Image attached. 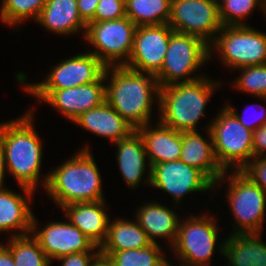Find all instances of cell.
I'll return each mask as SVG.
<instances>
[{
    "mask_svg": "<svg viewBox=\"0 0 266 266\" xmlns=\"http://www.w3.org/2000/svg\"><path fill=\"white\" fill-rule=\"evenodd\" d=\"M137 26L127 17L101 22H88L86 41L96 50L94 54L105 66H123L133 49Z\"/></svg>",
    "mask_w": 266,
    "mask_h": 266,
    "instance_id": "cell-9",
    "label": "cell"
},
{
    "mask_svg": "<svg viewBox=\"0 0 266 266\" xmlns=\"http://www.w3.org/2000/svg\"><path fill=\"white\" fill-rule=\"evenodd\" d=\"M33 111L2 123V142L6 170L19 186L35 191L40 184L42 140L34 130Z\"/></svg>",
    "mask_w": 266,
    "mask_h": 266,
    "instance_id": "cell-3",
    "label": "cell"
},
{
    "mask_svg": "<svg viewBox=\"0 0 266 266\" xmlns=\"http://www.w3.org/2000/svg\"><path fill=\"white\" fill-rule=\"evenodd\" d=\"M5 245L11 252L16 266H50L52 262L30 234L11 237Z\"/></svg>",
    "mask_w": 266,
    "mask_h": 266,
    "instance_id": "cell-28",
    "label": "cell"
},
{
    "mask_svg": "<svg viewBox=\"0 0 266 266\" xmlns=\"http://www.w3.org/2000/svg\"><path fill=\"white\" fill-rule=\"evenodd\" d=\"M6 174L4 149L2 142V123H0V187H4V178Z\"/></svg>",
    "mask_w": 266,
    "mask_h": 266,
    "instance_id": "cell-41",
    "label": "cell"
},
{
    "mask_svg": "<svg viewBox=\"0 0 266 266\" xmlns=\"http://www.w3.org/2000/svg\"><path fill=\"white\" fill-rule=\"evenodd\" d=\"M210 48L203 40L190 34L173 31L164 62L155 74L159 87L192 82L203 76H191L205 62H209ZM185 77V78H184Z\"/></svg>",
    "mask_w": 266,
    "mask_h": 266,
    "instance_id": "cell-6",
    "label": "cell"
},
{
    "mask_svg": "<svg viewBox=\"0 0 266 266\" xmlns=\"http://www.w3.org/2000/svg\"><path fill=\"white\" fill-rule=\"evenodd\" d=\"M24 193L13 192L7 188L0 187V232L16 231L12 237L25 236L31 233L33 212L29 207L34 190L19 186ZM27 196V197H26ZM19 229V230H18Z\"/></svg>",
    "mask_w": 266,
    "mask_h": 266,
    "instance_id": "cell-19",
    "label": "cell"
},
{
    "mask_svg": "<svg viewBox=\"0 0 266 266\" xmlns=\"http://www.w3.org/2000/svg\"><path fill=\"white\" fill-rule=\"evenodd\" d=\"M73 122L98 136L109 138L113 143L127 138L135 131L106 101L83 112Z\"/></svg>",
    "mask_w": 266,
    "mask_h": 266,
    "instance_id": "cell-20",
    "label": "cell"
},
{
    "mask_svg": "<svg viewBox=\"0 0 266 266\" xmlns=\"http://www.w3.org/2000/svg\"><path fill=\"white\" fill-rule=\"evenodd\" d=\"M241 74L233 82L237 90L266 100V64L238 68Z\"/></svg>",
    "mask_w": 266,
    "mask_h": 266,
    "instance_id": "cell-32",
    "label": "cell"
},
{
    "mask_svg": "<svg viewBox=\"0 0 266 266\" xmlns=\"http://www.w3.org/2000/svg\"><path fill=\"white\" fill-rule=\"evenodd\" d=\"M261 234H231L217 250L228 266H266V243Z\"/></svg>",
    "mask_w": 266,
    "mask_h": 266,
    "instance_id": "cell-24",
    "label": "cell"
},
{
    "mask_svg": "<svg viewBox=\"0 0 266 266\" xmlns=\"http://www.w3.org/2000/svg\"><path fill=\"white\" fill-rule=\"evenodd\" d=\"M226 107L236 116V118L240 121V123L250 129L251 131H255L257 128L261 127L262 125H266V109L263 107V111L261 112L262 114H260L259 116H257L258 118L254 120H247L245 119V116L243 114V116L239 115L238 112L236 110L233 109V107L228 103L226 104ZM245 113V112H243Z\"/></svg>",
    "mask_w": 266,
    "mask_h": 266,
    "instance_id": "cell-37",
    "label": "cell"
},
{
    "mask_svg": "<svg viewBox=\"0 0 266 266\" xmlns=\"http://www.w3.org/2000/svg\"><path fill=\"white\" fill-rule=\"evenodd\" d=\"M108 77L105 101L135 130L151 123L152 105L160 90L155 75L125 66H106L105 78Z\"/></svg>",
    "mask_w": 266,
    "mask_h": 266,
    "instance_id": "cell-1",
    "label": "cell"
},
{
    "mask_svg": "<svg viewBox=\"0 0 266 266\" xmlns=\"http://www.w3.org/2000/svg\"><path fill=\"white\" fill-rule=\"evenodd\" d=\"M151 241L147 233L136 221L128 219L109 220L107 236L100 251H124L128 249H140L149 246Z\"/></svg>",
    "mask_w": 266,
    "mask_h": 266,
    "instance_id": "cell-26",
    "label": "cell"
},
{
    "mask_svg": "<svg viewBox=\"0 0 266 266\" xmlns=\"http://www.w3.org/2000/svg\"><path fill=\"white\" fill-rule=\"evenodd\" d=\"M104 74L95 82L66 89H25L27 92L45 101L60 111L68 120L74 121L83 112L101 105L105 101ZM104 83V84H103Z\"/></svg>",
    "mask_w": 266,
    "mask_h": 266,
    "instance_id": "cell-13",
    "label": "cell"
},
{
    "mask_svg": "<svg viewBox=\"0 0 266 266\" xmlns=\"http://www.w3.org/2000/svg\"><path fill=\"white\" fill-rule=\"evenodd\" d=\"M173 31L168 24L137 26L132 52L123 66L155 75L163 65Z\"/></svg>",
    "mask_w": 266,
    "mask_h": 266,
    "instance_id": "cell-15",
    "label": "cell"
},
{
    "mask_svg": "<svg viewBox=\"0 0 266 266\" xmlns=\"http://www.w3.org/2000/svg\"><path fill=\"white\" fill-rule=\"evenodd\" d=\"M99 251L100 250L91 252H78L61 256L57 259L58 261L62 262V266H91L95 255Z\"/></svg>",
    "mask_w": 266,
    "mask_h": 266,
    "instance_id": "cell-35",
    "label": "cell"
},
{
    "mask_svg": "<svg viewBox=\"0 0 266 266\" xmlns=\"http://www.w3.org/2000/svg\"><path fill=\"white\" fill-rule=\"evenodd\" d=\"M136 214L135 219L147 233L151 243L159 244L156 238H167L169 246H173L181 220L174 210L153 201L141 206Z\"/></svg>",
    "mask_w": 266,
    "mask_h": 266,
    "instance_id": "cell-23",
    "label": "cell"
},
{
    "mask_svg": "<svg viewBox=\"0 0 266 266\" xmlns=\"http://www.w3.org/2000/svg\"><path fill=\"white\" fill-rule=\"evenodd\" d=\"M117 145L118 167L125 183L135 189L145 174L146 158H148L142 137L135 130L127 138L115 142Z\"/></svg>",
    "mask_w": 266,
    "mask_h": 266,
    "instance_id": "cell-25",
    "label": "cell"
},
{
    "mask_svg": "<svg viewBox=\"0 0 266 266\" xmlns=\"http://www.w3.org/2000/svg\"><path fill=\"white\" fill-rule=\"evenodd\" d=\"M220 54L224 65L234 69L266 64V33L247 25L222 26L209 46Z\"/></svg>",
    "mask_w": 266,
    "mask_h": 266,
    "instance_id": "cell-7",
    "label": "cell"
},
{
    "mask_svg": "<svg viewBox=\"0 0 266 266\" xmlns=\"http://www.w3.org/2000/svg\"><path fill=\"white\" fill-rule=\"evenodd\" d=\"M126 16L136 26L168 24L171 0H125Z\"/></svg>",
    "mask_w": 266,
    "mask_h": 266,
    "instance_id": "cell-27",
    "label": "cell"
},
{
    "mask_svg": "<svg viewBox=\"0 0 266 266\" xmlns=\"http://www.w3.org/2000/svg\"><path fill=\"white\" fill-rule=\"evenodd\" d=\"M151 123L139 127L136 131L142 137L146 154L148 156V175L146 185L150 184L151 166L170 161H177L182 150V132L176 131L161 122H157L154 128Z\"/></svg>",
    "mask_w": 266,
    "mask_h": 266,
    "instance_id": "cell-18",
    "label": "cell"
},
{
    "mask_svg": "<svg viewBox=\"0 0 266 266\" xmlns=\"http://www.w3.org/2000/svg\"><path fill=\"white\" fill-rule=\"evenodd\" d=\"M209 128L210 123L205 128L210 141H207L197 131L182 132V150L179 160L200 170L216 188L219 182L227 178V171L220 167L216 159Z\"/></svg>",
    "mask_w": 266,
    "mask_h": 266,
    "instance_id": "cell-17",
    "label": "cell"
},
{
    "mask_svg": "<svg viewBox=\"0 0 266 266\" xmlns=\"http://www.w3.org/2000/svg\"><path fill=\"white\" fill-rule=\"evenodd\" d=\"M99 0H77L78 11L87 24L95 15Z\"/></svg>",
    "mask_w": 266,
    "mask_h": 266,
    "instance_id": "cell-38",
    "label": "cell"
},
{
    "mask_svg": "<svg viewBox=\"0 0 266 266\" xmlns=\"http://www.w3.org/2000/svg\"><path fill=\"white\" fill-rule=\"evenodd\" d=\"M168 25L175 32L198 37L209 46L222 28L219 8L210 0H171Z\"/></svg>",
    "mask_w": 266,
    "mask_h": 266,
    "instance_id": "cell-11",
    "label": "cell"
},
{
    "mask_svg": "<svg viewBox=\"0 0 266 266\" xmlns=\"http://www.w3.org/2000/svg\"><path fill=\"white\" fill-rule=\"evenodd\" d=\"M240 171L266 193V157L253 158Z\"/></svg>",
    "mask_w": 266,
    "mask_h": 266,
    "instance_id": "cell-34",
    "label": "cell"
},
{
    "mask_svg": "<svg viewBox=\"0 0 266 266\" xmlns=\"http://www.w3.org/2000/svg\"><path fill=\"white\" fill-rule=\"evenodd\" d=\"M104 208L105 200L72 203L62 209L66 218L100 247L106 239L109 223V215Z\"/></svg>",
    "mask_w": 266,
    "mask_h": 266,
    "instance_id": "cell-21",
    "label": "cell"
},
{
    "mask_svg": "<svg viewBox=\"0 0 266 266\" xmlns=\"http://www.w3.org/2000/svg\"><path fill=\"white\" fill-rule=\"evenodd\" d=\"M179 263H180L179 266H188V265L181 264V262H179ZM164 266H173V265H171V263H169V260H167L165 262Z\"/></svg>",
    "mask_w": 266,
    "mask_h": 266,
    "instance_id": "cell-43",
    "label": "cell"
},
{
    "mask_svg": "<svg viewBox=\"0 0 266 266\" xmlns=\"http://www.w3.org/2000/svg\"><path fill=\"white\" fill-rule=\"evenodd\" d=\"M210 124L214 152L224 171L235 167L240 171L253 155V131L244 127L236 116L223 106Z\"/></svg>",
    "mask_w": 266,
    "mask_h": 266,
    "instance_id": "cell-5",
    "label": "cell"
},
{
    "mask_svg": "<svg viewBox=\"0 0 266 266\" xmlns=\"http://www.w3.org/2000/svg\"><path fill=\"white\" fill-rule=\"evenodd\" d=\"M218 85V86H217ZM219 82L201 77L192 82L160 87L157 103L159 122L176 131H197L205 107Z\"/></svg>",
    "mask_w": 266,
    "mask_h": 266,
    "instance_id": "cell-4",
    "label": "cell"
},
{
    "mask_svg": "<svg viewBox=\"0 0 266 266\" xmlns=\"http://www.w3.org/2000/svg\"><path fill=\"white\" fill-rule=\"evenodd\" d=\"M105 69L106 66L94 54L84 52L57 63L42 82L26 84L23 72L16 78L24 89H66L97 81Z\"/></svg>",
    "mask_w": 266,
    "mask_h": 266,
    "instance_id": "cell-12",
    "label": "cell"
},
{
    "mask_svg": "<svg viewBox=\"0 0 266 266\" xmlns=\"http://www.w3.org/2000/svg\"><path fill=\"white\" fill-rule=\"evenodd\" d=\"M210 1L213 2V4H215L219 8L227 0H222V2H219L218 0H210Z\"/></svg>",
    "mask_w": 266,
    "mask_h": 266,
    "instance_id": "cell-42",
    "label": "cell"
},
{
    "mask_svg": "<svg viewBox=\"0 0 266 266\" xmlns=\"http://www.w3.org/2000/svg\"><path fill=\"white\" fill-rule=\"evenodd\" d=\"M0 266H16L10 250L0 243Z\"/></svg>",
    "mask_w": 266,
    "mask_h": 266,
    "instance_id": "cell-39",
    "label": "cell"
},
{
    "mask_svg": "<svg viewBox=\"0 0 266 266\" xmlns=\"http://www.w3.org/2000/svg\"><path fill=\"white\" fill-rule=\"evenodd\" d=\"M227 197L236 221L231 234H262L266 193L241 171L228 174Z\"/></svg>",
    "mask_w": 266,
    "mask_h": 266,
    "instance_id": "cell-8",
    "label": "cell"
},
{
    "mask_svg": "<svg viewBox=\"0 0 266 266\" xmlns=\"http://www.w3.org/2000/svg\"><path fill=\"white\" fill-rule=\"evenodd\" d=\"M159 245L152 243L140 249L102 252L111 257L115 266H164L167 258Z\"/></svg>",
    "mask_w": 266,
    "mask_h": 266,
    "instance_id": "cell-29",
    "label": "cell"
},
{
    "mask_svg": "<svg viewBox=\"0 0 266 266\" xmlns=\"http://www.w3.org/2000/svg\"><path fill=\"white\" fill-rule=\"evenodd\" d=\"M91 266H115L111 257L102 251H99L92 261Z\"/></svg>",
    "mask_w": 266,
    "mask_h": 266,
    "instance_id": "cell-40",
    "label": "cell"
},
{
    "mask_svg": "<svg viewBox=\"0 0 266 266\" xmlns=\"http://www.w3.org/2000/svg\"><path fill=\"white\" fill-rule=\"evenodd\" d=\"M38 222L33 216L31 234L38 241L46 256L52 262L57 258L78 252L100 250L81 230L70 221L50 222L38 230Z\"/></svg>",
    "mask_w": 266,
    "mask_h": 266,
    "instance_id": "cell-16",
    "label": "cell"
},
{
    "mask_svg": "<svg viewBox=\"0 0 266 266\" xmlns=\"http://www.w3.org/2000/svg\"><path fill=\"white\" fill-rule=\"evenodd\" d=\"M150 185L169 193L177 204L186 194L214 188V184L200 170L181 160L152 165Z\"/></svg>",
    "mask_w": 266,
    "mask_h": 266,
    "instance_id": "cell-14",
    "label": "cell"
},
{
    "mask_svg": "<svg viewBox=\"0 0 266 266\" xmlns=\"http://www.w3.org/2000/svg\"><path fill=\"white\" fill-rule=\"evenodd\" d=\"M125 16V0H99L95 15L89 22L116 20Z\"/></svg>",
    "mask_w": 266,
    "mask_h": 266,
    "instance_id": "cell-33",
    "label": "cell"
},
{
    "mask_svg": "<svg viewBox=\"0 0 266 266\" xmlns=\"http://www.w3.org/2000/svg\"><path fill=\"white\" fill-rule=\"evenodd\" d=\"M36 22L57 35H73L87 24L80 17L77 0H47Z\"/></svg>",
    "mask_w": 266,
    "mask_h": 266,
    "instance_id": "cell-22",
    "label": "cell"
},
{
    "mask_svg": "<svg viewBox=\"0 0 266 266\" xmlns=\"http://www.w3.org/2000/svg\"><path fill=\"white\" fill-rule=\"evenodd\" d=\"M266 14V4L262 0H227L219 7V18L222 26L246 25L243 21L256 6Z\"/></svg>",
    "mask_w": 266,
    "mask_h": 266,
    "instance_id": "cell-31",
    "label": "cell"
},
{
    "mask_svg": "<svg viewBox=\"0 0 266 266\" xmlns=\"http://www.w3.org/2000/svg\"><path fill=\"white\" fill-rule=\"evenodd\" d=\"M57 167L47 173L42 183L59 207L105 200L100 171L88 147Z\"/></svg>",
    "mask_w": 266,
    "mask_h": 266,
    "instance_id": "cell-2",
    "label": "cell"
},
{
    "mask_svg": "<svg viewBox=\"0 0 266 266\" xmlns=\"http://www.w3.org/2000/svg\"><path fill=\"white\" fill-rule=\"evenodd\" d=\"M253 155L266 157V125H262L253 131Z\"/></svg>",
    "mask_w": 266,
    "mask_h": 266,
    "instance_id": "cell-36",
    "label": "cell"
},
{
    "mask_svg": "<svg viewBox=\"0 0 266 266\" xmlns=\"http://www.w3.org/2000/svg\"><path fill=\"white\" fill-rule=\"evenodd\" d=\"M47 0H2L0 19L6 25L17 26L34 18L37 20Z\"/></svg>",
    "mask_w": 266,
    "mask_h": 266,
    "instance_id": "cell-30",
    "label": "cell"
},
{
    "mask_svg": "<svg viewBox=\"0 0 266 266\" xmlns=\"http://www.w3.org/2000/svg\"><path fill=\"white\" fill-rule=\"evenodd\" d=\"M215 217L188 216L179 222L176 240L171 247L176 257L188 266H209L218 242V226Z\"/></svg>",
    "mask_w": 266,
    "mask_h": 266,
    "instance_id": "cell-10",
    "label": "cell"
}]
</instances>
